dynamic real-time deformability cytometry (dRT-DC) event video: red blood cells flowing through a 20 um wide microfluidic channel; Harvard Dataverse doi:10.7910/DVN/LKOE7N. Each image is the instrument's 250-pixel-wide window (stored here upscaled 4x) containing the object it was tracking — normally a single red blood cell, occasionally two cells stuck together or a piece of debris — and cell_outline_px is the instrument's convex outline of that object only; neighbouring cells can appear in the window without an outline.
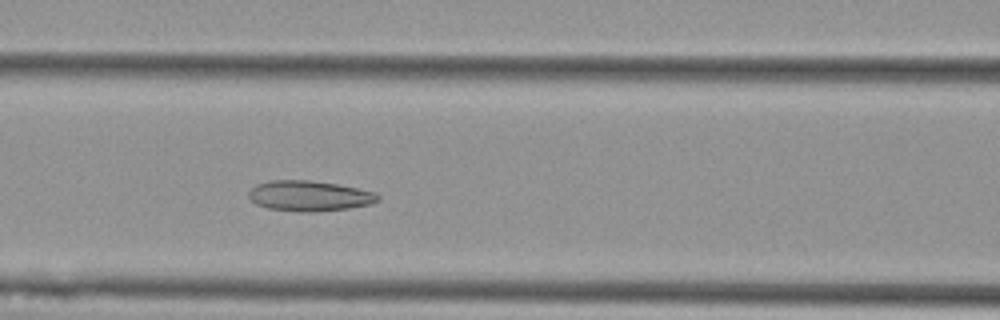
{"species": "Egyptian fruit bat (a non-hibernating species)", "species_latin": "Rousettus aegyptiacus", "temperature_condition": "cold", "stored_images_in_passage": 6, "camera_frame_rate_fps": 3000, "um_per_image_px": 0.085, "animal": {"sex": "female"}, "frame": {"image": 1, "passage_image": 6, "time_ms": 1.667, "image_size_px": [1000, 320], "cell_outline_px": [[380, 200], [368, 204], [348, 208], [312, 212], [300, 212], [268, 208], [256, 204], [248, 196], [248, 192], [256, 184], [268, 180], [312, 180], [336, 184], [376, 192], [380, 196]], "centroid_in_image_um": [26.27, 16.64], "position_along_channel_um": 140.3, "area_um2": 22.89}}